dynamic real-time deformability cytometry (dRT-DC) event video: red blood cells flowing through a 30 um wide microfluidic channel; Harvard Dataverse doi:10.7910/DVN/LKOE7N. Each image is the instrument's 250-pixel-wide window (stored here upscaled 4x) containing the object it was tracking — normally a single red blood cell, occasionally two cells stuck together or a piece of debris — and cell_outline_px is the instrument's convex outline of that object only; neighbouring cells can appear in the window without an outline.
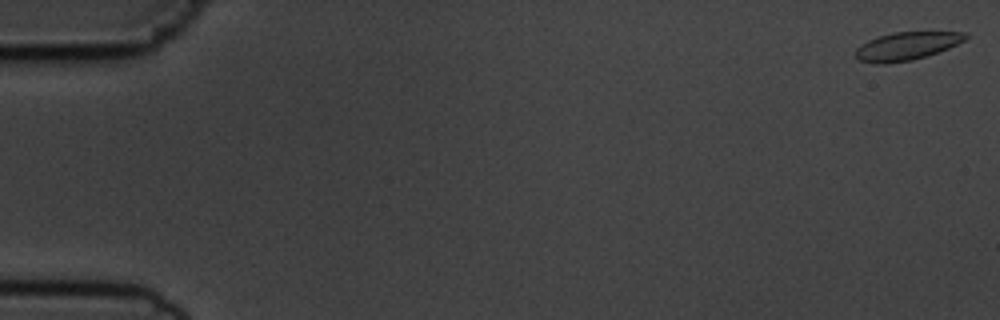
{"species": "common noctule bat (a hibernating species)", "species_latin": "Nyctalus noctula", "temperature_condition": "cold", "stored_images_in_passage": 54, "camera_frame_rate_fps": 3000, "um_per_image_px": 0.085, "animal": {"sex": "male", "body_mass_g": 19.5, "forearm_length_mm": 54.6}, "frame": {"image": 1, "passage_image": 1, "time_ms": 0.0, "image_size_px": [1000, 320], "cell_outline_px": [[968, 36], [964, 40], [948, 48], [912, 60], [884, 64], [876, 64], [860, 60], [856, 56], [856, 48], [860, 44], [868, 40], [892, 32], [968, 32]], "centroid_in_image_um": [77.04, 3.91], "position_along_channel_um": 8.0, "area_um2": 17.74}}
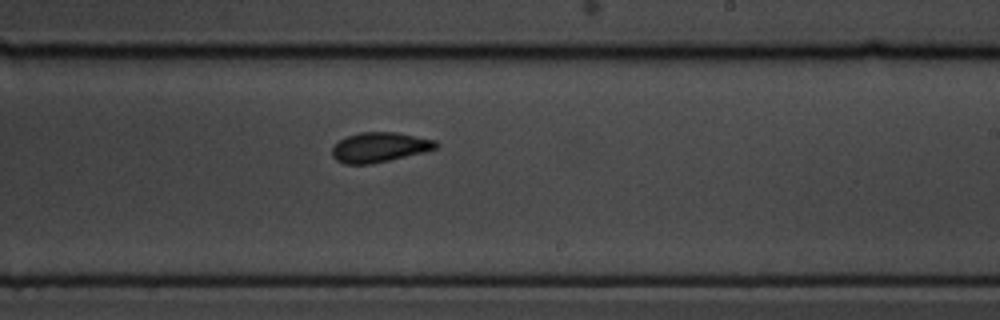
{"frame": {"image": 2, "passage_image": 34, "time_ms": 11.0, "image_size_px": [1000, 320], "cell_outline_px": [[440, 144], [436, 148], [424, 152], [372, 164], [344, 164], [336, 160], [332, 156], [332, 148], [344, 136], [360, 132], [396, 132], [436, 140]], "centroid_in_image_um": [32.25, 12.51], "position_along_channel_um": 256.7, "area_um2": 18.15}}
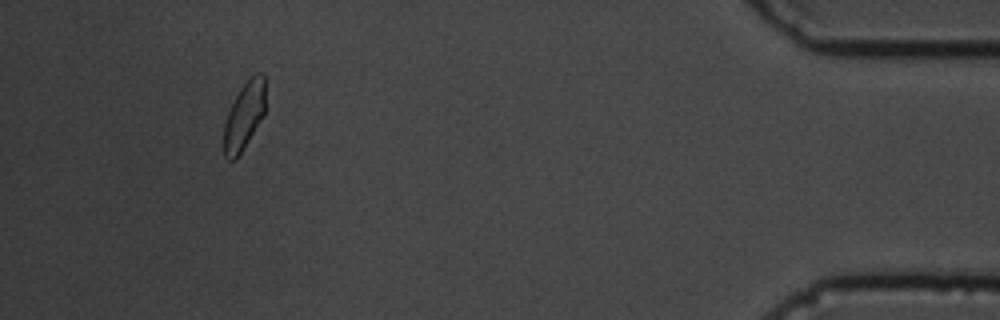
{"frame": {"image": 3, "passage_image": 52, "time_ms": 17.0, "image_size_px": [1000, 320], "cell_outline_px": [[264, 116], [236, 160], [228, 160], [224, 156], [224, 124], [228, 112], [240, 88], [256, 72], [264, 72]], "centroid_in_image_um": [20.75, 9.87], "position_along_channel_um": 414.4, "area_um2": 16.24}}